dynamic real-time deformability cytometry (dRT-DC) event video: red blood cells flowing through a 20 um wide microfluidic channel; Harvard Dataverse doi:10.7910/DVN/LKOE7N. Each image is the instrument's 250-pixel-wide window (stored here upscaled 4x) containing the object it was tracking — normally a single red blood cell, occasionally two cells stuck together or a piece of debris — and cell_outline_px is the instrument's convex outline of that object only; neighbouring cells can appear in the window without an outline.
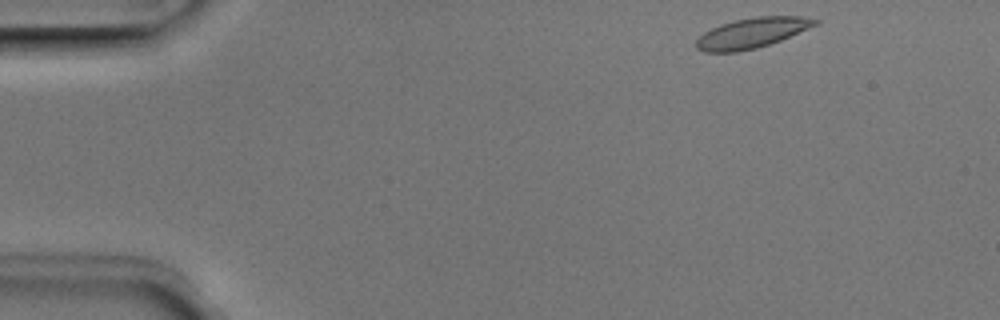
{"species": "Egyptian fruit bat (a non-hibernating species)", "species_latin": "Rousettus aegyptiacus", "temperature_condition": "room temperature", "stored_images_in_passage": 7, "camera_frame_rate_fps": 3000, "um_per_image_px": 0.085, "animal": {"sex": "male"}, "frame": {"image": 1, "passage_image": 1, "time_ms": 0.0, "image_size_px": [1000, 320], "cell_outline_px": [[820, 20], [816, 24], [780, 40], [756, 48], [736, 52], [704, 52], [696, 48], [696, 40], [704, 32], [720, 24], [736, 20], [756, 16], [800, 16]], "centroid_in_image_um": [63.86, 2.8], "position_along_channel_um": 21.1, "area_um2": 20.58}}
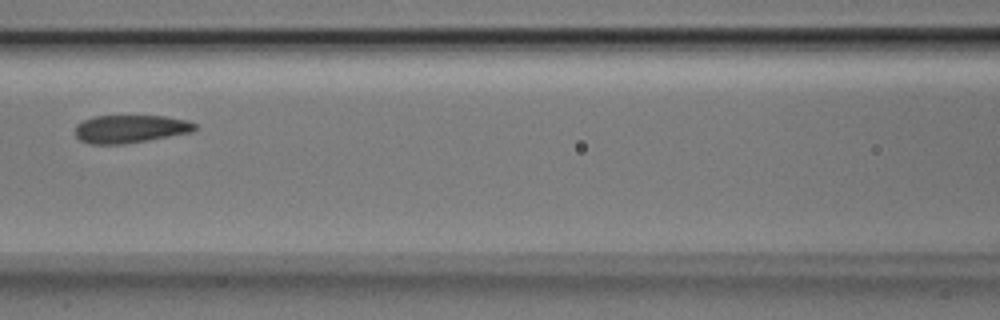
{"frame": {"image": 2, "passage_image": 6, "time_ms": 1.667, "image_size_px": [1000, 320], "cell_outline_px": [[200, 128], [192, 132], [148, 140], [124, 144], [88, 144], [80, 140], [76, 136], [76, 124], [84, 120], [96, 116], [164, 116], [188, 120], [196, 124]], "centroid_in_image_um": [11.11, 10.96], "position_along_channel_um": 155.5, "area_um2": 19.59}}
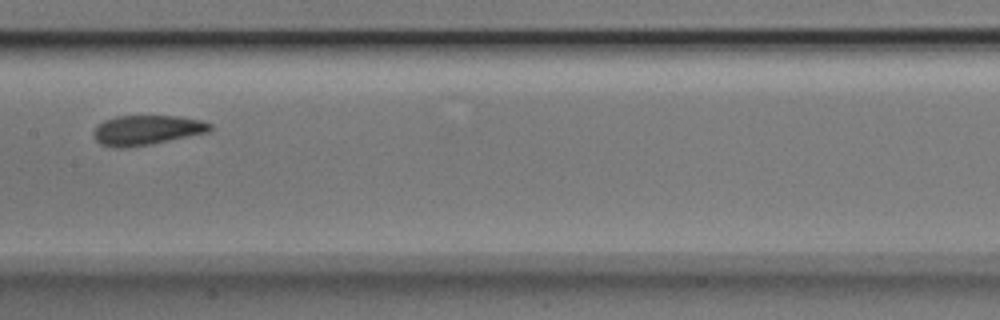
{"frame": {"image": 3, "passage_image": 7, "time_ms": 2.0, "image_size_px": [1000, 320], "cell_outline_px": [[212, 128], [208, 132], [152, 144], [128, 148], [112, 148], [100, 144], [96, 140], [92, 132], [104, 120], [116, 116], [180, 116], [200, 120], [212, 124]], "centroid_in_image_um": [12.46, 11.07], "position_along_channel_um": 194.9, "area_um2": 20.29}}